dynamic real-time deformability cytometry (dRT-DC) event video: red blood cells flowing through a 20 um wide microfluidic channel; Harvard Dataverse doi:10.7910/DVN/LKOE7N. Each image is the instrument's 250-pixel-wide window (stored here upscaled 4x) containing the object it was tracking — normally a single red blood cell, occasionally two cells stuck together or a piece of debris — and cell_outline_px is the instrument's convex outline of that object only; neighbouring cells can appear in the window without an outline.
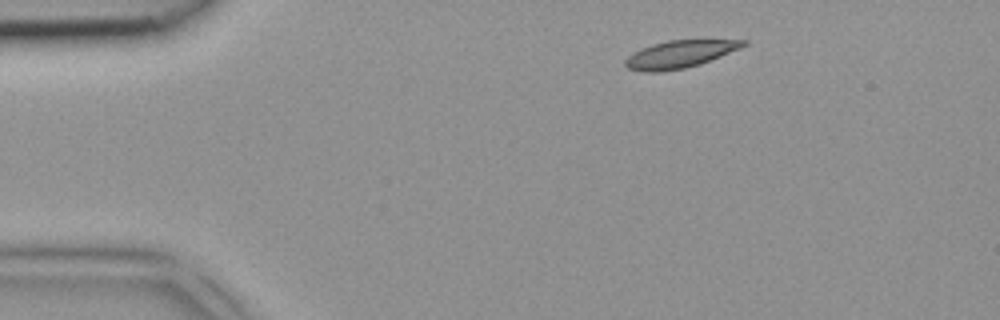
{"species": "common noctule bat (a hibernating species)", "species_latin": "Nyctalus noctula", "temperature_condition": "room temperature", "stored_images_in_passage": 3, "camera_frame_rate_fps": 3000, "um_per_image_px": 0.085, "animal": {"sex": "female", "body_mass_g": 18.4}, "frame": {"image": 1, "passage_image": 1, "time_ms": 0.0, "image_size_px": [1000, 320], "cell_outline_px": [[748, 44], [740, 48], [700, 64], [684, 68], [660, 72], [644, 72], [628, 68], [624, 64], [624, 60], [628, 56], [640, 48], [652, 44], [668, 40], [748, 40]], "centroid_in_image_um": [57.75, 4.61], "position_along_channel_um": 27.3, "area_um2": 18.79}}
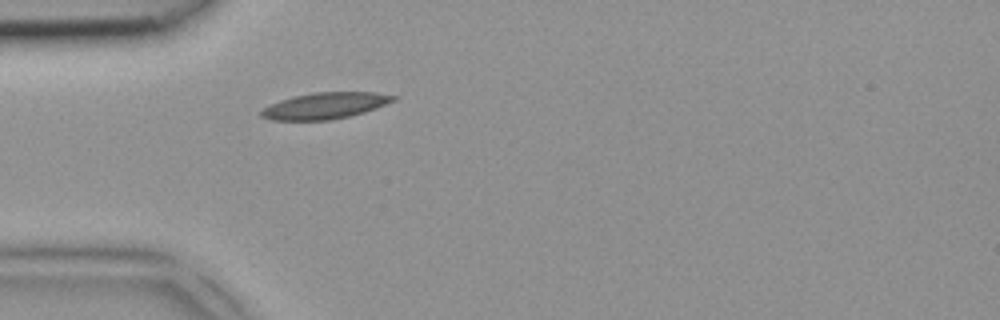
{"frame": {"image": 2, "passage_image": 3, "time_ms": 0.667, "image_size_px": [1000, 320], "cell_outline_px": [[396, 100], [376, 108], [352, 116], [332, 120], [272, 120], [260, 116], [260, 112], [264, 108], [280, 100], [296, 96], [316, 92], [376, 92], [396, 96]], "centroid_in_image_um": [27.66, 8.99], "position_along_channel_um": 57.3, "area_um2": 20.17}}